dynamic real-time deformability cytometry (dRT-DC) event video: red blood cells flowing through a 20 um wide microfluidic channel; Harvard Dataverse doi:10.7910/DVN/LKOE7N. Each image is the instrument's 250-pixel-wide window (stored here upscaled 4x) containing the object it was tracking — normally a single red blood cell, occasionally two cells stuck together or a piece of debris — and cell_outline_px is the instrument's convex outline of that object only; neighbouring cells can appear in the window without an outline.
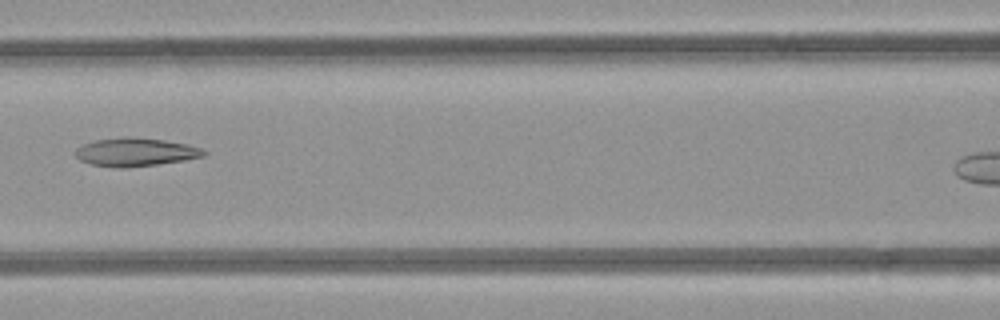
{"species": "common noctule bat (a hibernating species)", "species_latin": "Nyctalus noctula", "temperature_condition": "room temperature", "stored_images_in_passage": 6, "segment_of_instrument_passage": [1, 2], "camera_frame_rate_fps": 3000, "um_per_image_px": 0.085, "animal": {"sex": "female", "body_mass_g": 21.9}, "frame": {"image": 1, "passage_image": 4, "time_ms": 4.333, "image_size_px": [1000, 320], "cell_outline_px": [[208, 152], [204, 156], [184, 160], [156, 164], [124, 168], [112, 168], [92, 164], [80, 160], [76, 156], [76, 148], [84, 144], [96, 140], [124, 136], [128, 136], [164, 140], [188, 144], [200, 148]], "centroid_in_image_um": [11.51, 12.92], "position_along_channel_um": 155.1, "area_um2": 21.15}}
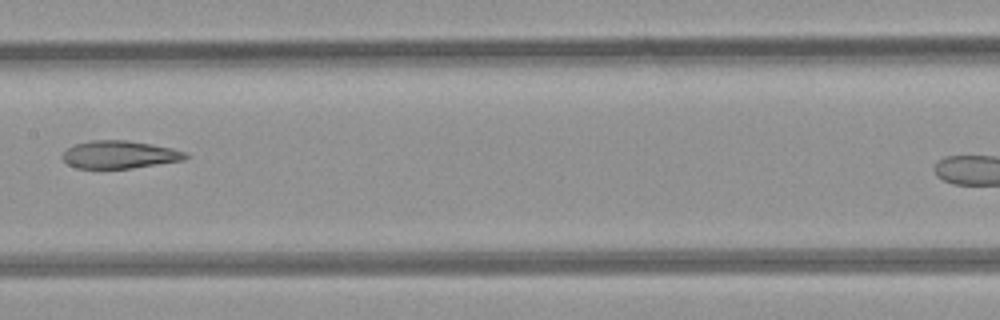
{"frame": {"image": 2, "passage_image": 5, "time_ms": 5.333, "image_size_px": [1000, 320], "cell_outline_px": [[188, 156], [184, 160], [132, 168], [76, 168], [68, 164], [60, 156], [68, 148], [76, 144], [92, 140], [128, 140], [172, 148], [184, 152]], "centroid_in_image_um": [10.14, 13.14], "position_along_channel_um": 197.3, "area_um2": 19.71}}